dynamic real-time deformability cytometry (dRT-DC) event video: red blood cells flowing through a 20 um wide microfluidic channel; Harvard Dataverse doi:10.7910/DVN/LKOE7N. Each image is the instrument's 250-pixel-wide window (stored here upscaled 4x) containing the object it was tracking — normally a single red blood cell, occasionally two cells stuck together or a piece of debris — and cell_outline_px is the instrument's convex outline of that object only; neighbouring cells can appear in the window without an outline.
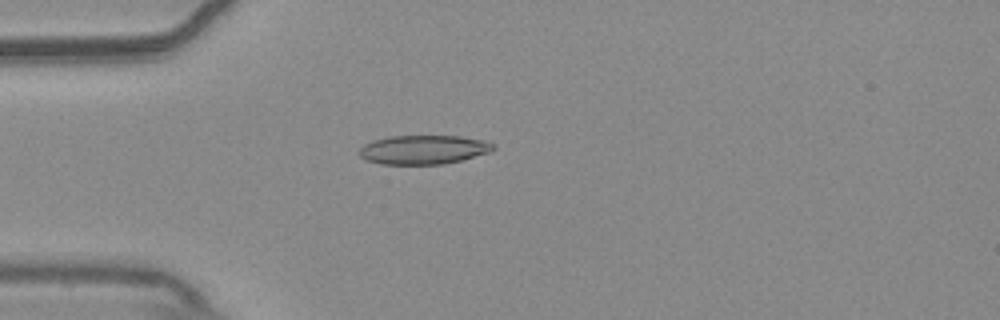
{"species": "common noctule bat (a hibernating species)", "species_latin": "Nyctalus noctula", "temperature_condition": "warm", "stored_images_in_passage": 36, "camera_frame_rate_fps": 3000, "um_per_image_px": 0.085, "animal": {"sex": "male", "body_mass_g": 20.4}, "frame": {"image": 1, "passage_image": 10, "time_ms": 3.0, "image_size_px": [1000, 320], "cell_outline_px": [[496, 148], [488, 152], [460, 160], [444, 164], [380, 164], [364, 160], [360, 156], [360, 148], [364, 144], [372, 140], [388, 136], [460, 136], [484, 140], [492, 144]], "centroid_in_image_um": [35.94, 12.72], "position_along_channel_um": 49.1, "area_um2": 22.6}}
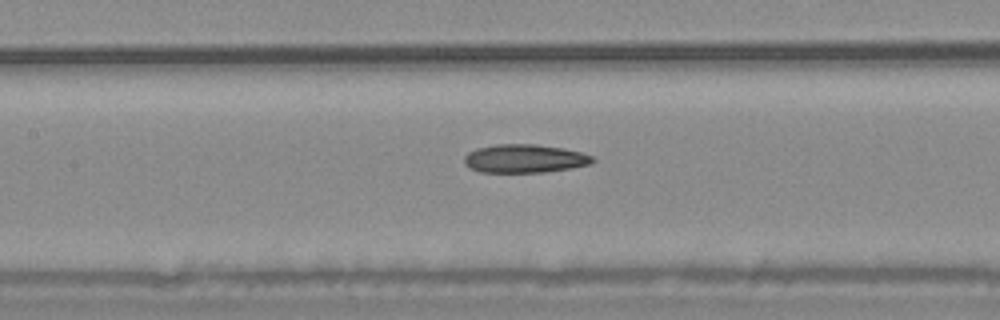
{"frame": {"image": 2, "passage_image": 20, "time_ms": 6.333, "image_size_px": [1000, 320], "cell_outline_px": [[596, 160], [592, 164], [572, 168], [544, 172], [480, 172], [468, 168], [464, 164], [464, 156], [468, 152], [476, 148], [496, 144], [536, 144], [564, 148], [580, 152], [592, 156]], "centroid_in_image_um": [44.58, 13.48], "position_along_channel_um": 162.8, "area_um2": 21.5}}
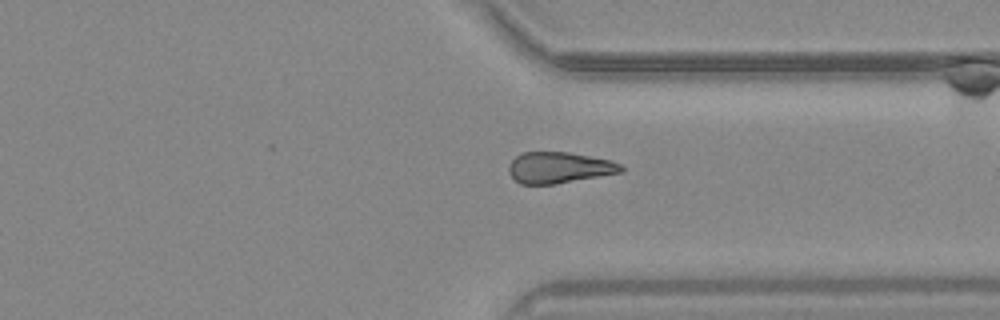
{"frame": {"image": 3, "passage_image": 36, "time_ms": 11.667, "image_size_px": [1000, 320], "cell_outline_px": [[624, 172], [556, 184], [520, 184], [508, 172], [508, 164], [520, 152], [568, 152], [608, 160], [620, 164], [624, 168]], "centroid_in_image_um": [47.5, 14.25], "position_along_channel_um": 363.9, "area_um2": 20.4}, "authors_computed_cell_mechanics": {"area_um2": 21.5594, "velocity_mm_per_s": 3.7711, "shape_relaxation_time_tau1_ms": 10.7279, "shape_relaxation_time_tau2_ms": null, "deformation_change_tau1": 0.1808, "deformation_change_tau2": null}}